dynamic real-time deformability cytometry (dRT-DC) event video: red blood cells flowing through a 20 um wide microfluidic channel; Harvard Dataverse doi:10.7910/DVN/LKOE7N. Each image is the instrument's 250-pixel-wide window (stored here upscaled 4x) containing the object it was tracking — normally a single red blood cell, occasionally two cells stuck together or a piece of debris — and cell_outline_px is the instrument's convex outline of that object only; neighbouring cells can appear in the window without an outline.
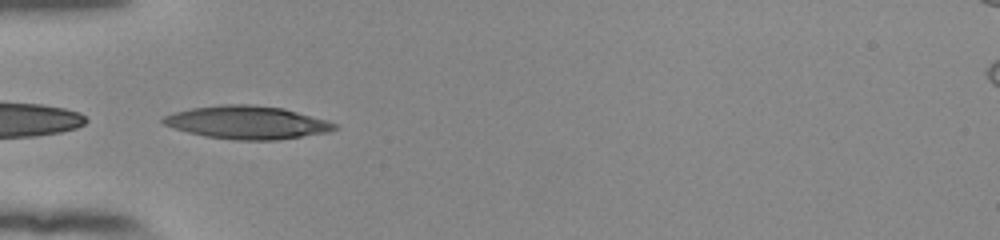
{"species": "human", "species_latin": "Homo sapiens", "temperature_condition": "room temperature", "stored_images_in_passage": 36, "camera_frame_rate_fps": 3000, "um_per_image_px": 0.085, "donor": {"sex": "female"}, "frame": {"image": 1, "passage_image": 1, "time_ms": 0.0, "image_size_px": [1000, 240], "cell_outline_px": [[336, 128], [328, 132], [276, 140], [236, 140], [204, 136], [188, 132], [164, 124], [160, 120], [164, 116], [176, 112], [192, 108], [224, 104], [252, 104], [284, 108], [324, 120], [336, 124]], "centroid_in_image_um": [20.98, 10.41], "position_along_channel_um": 64.0, "area_um2": 32.6}}
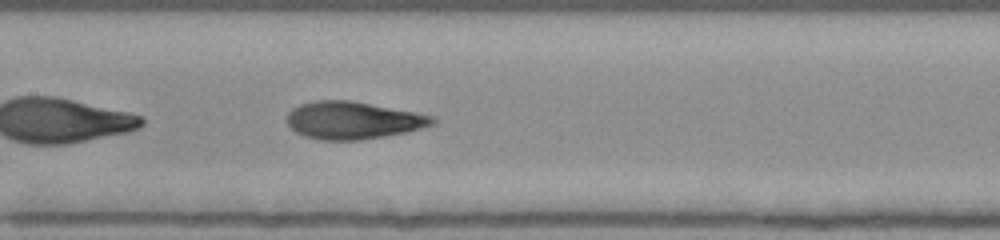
{"frame": {"image": 2, "passage_image": 10, "time_ms": 3.0, "image_size_px": [1000, 240], "cell_outline_px": [[436, 120], [432, 124], [408, 132], [360, 140], [320, 140], [304, 136], [296, 132], [288, 124], [288, 112], [292, 108], [300, 104], [316, 100], [352, 100], [436, 116]], "centroid_in_image_um": [30.0, 10.22], "position_along_channel_um": 177.4, "area_um2": 31.79}}
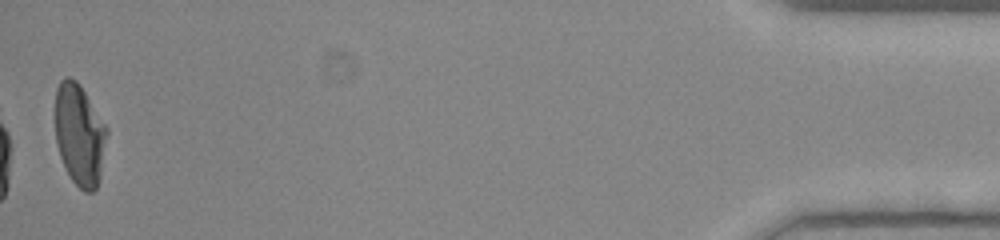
{"frame": {"image": 3, "passage_image": 36, "time_ms": 11.667, "image_size_px": [1000, 240], "cell_outline_px": [[108, 132], [100, 176], [96, 188], [92, 192], [84, 192], [72, 180], [60, 156], [56, 140], [56, 88], [60, 80], [64, 76], [68, 76], [76, 80], [80, 84], [108, 128]], "centroid_in_image_um": [6.77, 11.42], "position_along_channel_um": 428.4, "area_um2": 30.52}, "authors_computed_cell_mechanics": {"area_um2": 31.4432, "velocity_mm_per_s": 3.8786, "shape_relaxation_time_tau1_ms": 5.1804, "shape_relaxation_time_tau2_ms": 1.0128, "deformation_change_tau1": 0.2315, "deformation_change_tau2": 0.0697}}